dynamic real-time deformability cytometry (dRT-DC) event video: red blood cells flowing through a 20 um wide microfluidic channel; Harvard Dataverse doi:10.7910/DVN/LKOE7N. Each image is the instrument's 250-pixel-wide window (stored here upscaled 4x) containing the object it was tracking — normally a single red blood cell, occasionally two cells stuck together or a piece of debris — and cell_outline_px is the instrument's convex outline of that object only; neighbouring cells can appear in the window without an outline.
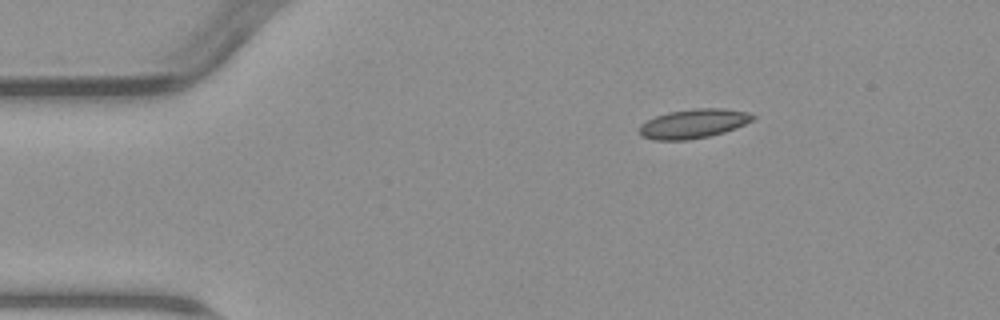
{"species": "common noctule bat (a hibernating species)", "species_latin": "Nyctalus noctula", "temperature_condition": "warm", "stored_images_in_passage": 3, "camera_frame_rate_fps": 3000, "um_per_image_px": 0.085, "animal": {"sex": "male", "body_mass_g": 23.1, "forearm_length_mm": 52.7}, "frame": {"image": 1, "passage_image": 1, "time_ms": 0.0, "image_size_px": [1000, 320], "cell_outline_px": [[756, 116], [752, 120], [744, 124], [724, 132], [708, 136], [688, 140], [652, 140], [644, 136], [640, 132], [640, 124], [656, 116], [668, 112], [692, 108], [724, 108], [748, 112]], "centroid_in_image_um": [58.95, 10.5], "position_along_channel_um": 26.1, "area_um2": 19.19}}